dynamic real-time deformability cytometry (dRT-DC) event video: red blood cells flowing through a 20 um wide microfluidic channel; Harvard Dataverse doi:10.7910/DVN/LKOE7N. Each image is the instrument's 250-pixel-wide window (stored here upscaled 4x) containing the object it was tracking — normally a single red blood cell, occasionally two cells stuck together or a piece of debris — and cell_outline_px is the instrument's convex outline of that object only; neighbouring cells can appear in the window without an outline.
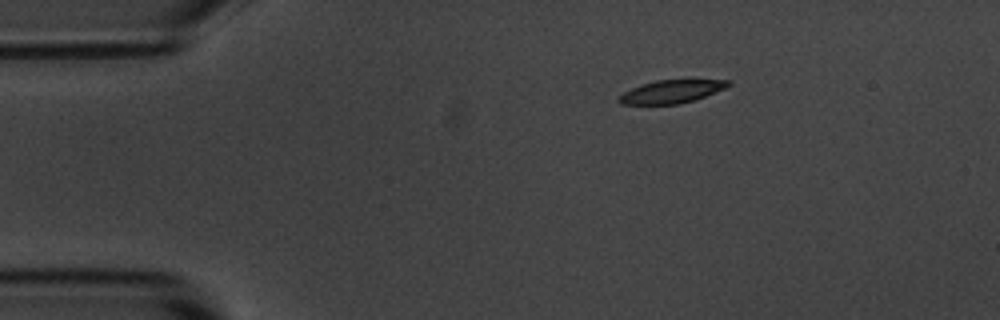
{"species": "common noctule bat (a hibernating species)", "species_latin": "Nyctalus noctula", "temperature_condition": "room temperature", "stored_images_in_passage": 3, "camera_frame_rate_fps": 3000, "um_per_image_px": 0.085, "animal": {"sex": "male", "body_mass_g": 20.1, "forearm_length_mm": 53.5}, "frame": {"image": 1, "passage_image": 1, "time_ms": 0.0, "image_size_px": [1000, 320], "cell_outline_px": [[732, 84], [724, 88], [696, 100], [680, 104], [620, 104], [616, 100], [624, 92], [640, 84], [656, 80], [732, 80]], "centroid_in_image_um": [57.07, 7.79], "position_along_channel_um": 27.9, "area_um2": 14.68}}